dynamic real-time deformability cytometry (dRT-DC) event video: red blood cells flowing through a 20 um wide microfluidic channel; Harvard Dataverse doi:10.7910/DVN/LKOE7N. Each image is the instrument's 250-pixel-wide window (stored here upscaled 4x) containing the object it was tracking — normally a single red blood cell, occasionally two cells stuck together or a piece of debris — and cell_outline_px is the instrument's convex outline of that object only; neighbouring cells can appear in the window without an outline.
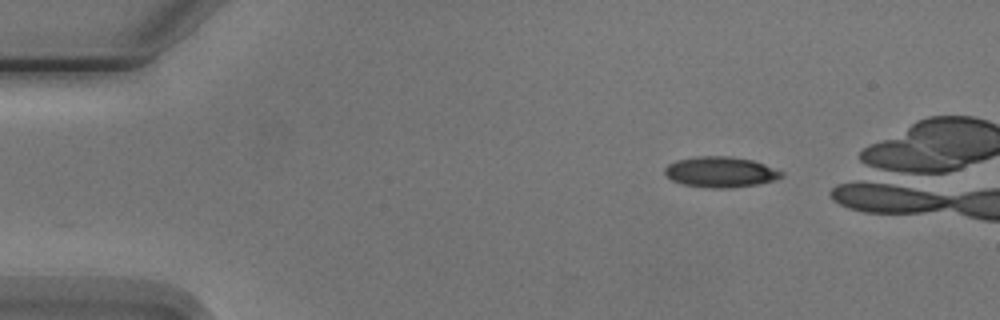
{"species": "Egyptian fruit bat (a non-hibernating species)", "species_latin": "Rousettus aegyptiacus", "temperature_condition": "cold", "stored_images_in_passage": 7, "segment_of_instrument_passage": [1, 2], "camera_frame_rate_fps": 3000, "um_per_image_px": 0.085, "animal": {"sex": "male"}, "frame": {"image": 1, "passage_image": 1, "time_ms": 0.0, "image_size_px": [1000, 320], "cell_outline_px": [[784, 176], [776, 180], [760, 184], [732, 188], [712, 188], [684, 184], [672, 180], [664, 172], [664, 168], [668, 164], [676, 160], [696, 156], [728, 156], [752, 160], [764, 164], [784, 172]], "centroid_in_image_um": [61.27, 14.62], "position_along_channel_um": 23.7, "area_um2": 20.92}}
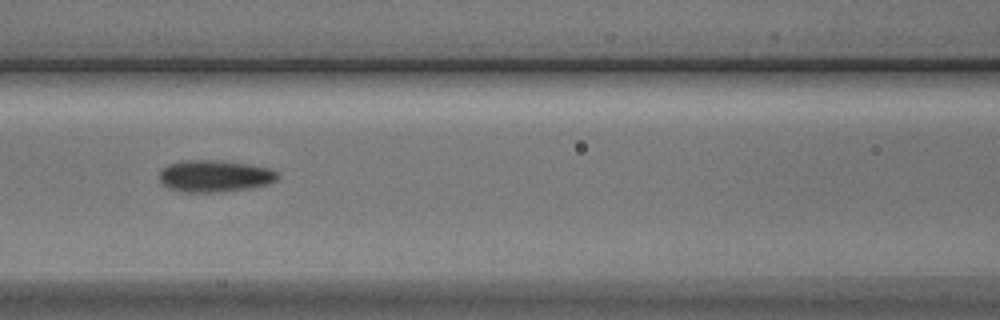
{"frame": {"image": 2, "passage_image": 5, "time_ms": 5.333, "image_size_px": [1000, 320], "cell_outline_px": [[280, 176], [276, 180], [268, 184], [248, 188], [216, 192], [184, 192], [168, 188], [160, 184], [160, 172], [168, 164], [180, 160], [216, 160], [248, 164], [272, 168]], "centroid_in_image_um": [18.23, 14.96], "position_along_channel_um": 148.4, "area_um2": 22.02}}
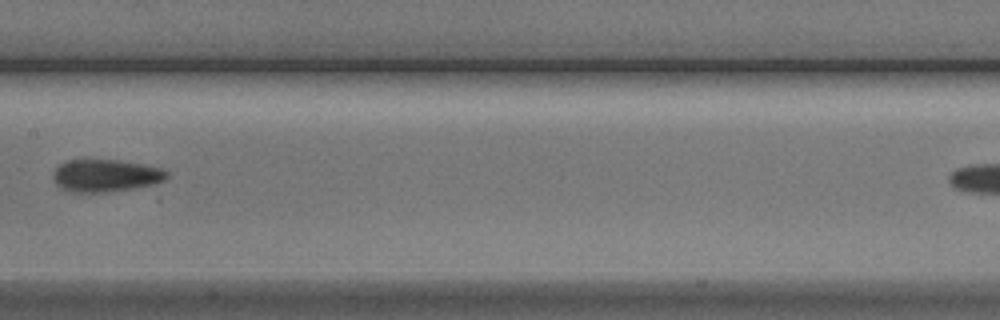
{"frame": {"image": 3, "passage_image": 6, "time_ms": 6.667, "image_size_px": [1000, 320], "cell_outline_px": [[168, 176], [164, 180], [152, 184], [136, 188], [104, 192], [72, 192], [56, 184], [52, 180], [52, 172], [64, 160], [116, 160], [140, 164], [160, 168], [168, 172]], "centroid_in_image_um": [8.94, 14.92], "position_along_channel_um": 198.5, "area_um2": 21.33}}